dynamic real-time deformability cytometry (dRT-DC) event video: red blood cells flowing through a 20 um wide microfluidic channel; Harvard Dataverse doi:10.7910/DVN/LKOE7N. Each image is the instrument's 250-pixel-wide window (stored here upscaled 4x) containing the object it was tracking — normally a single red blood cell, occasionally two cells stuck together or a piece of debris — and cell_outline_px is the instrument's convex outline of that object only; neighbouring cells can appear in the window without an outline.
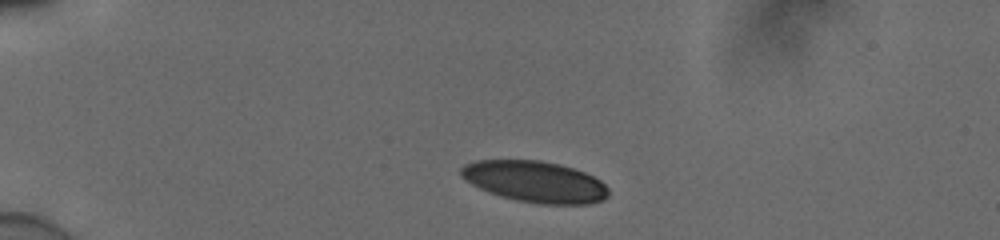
{"species": "human", "species_latin": "Homo sapiens", "temperature_condition": "cold", "stored_images_in_passage": 42, "camera_frame_rate_fps": 3000, "um_per_image_px": 0.085, "donor": {"sex": "male"}, "frame": {"image": 1, "passage_image": 1, "time_ms": 0.0, "image_size_px": [1000, 240], "cell_outline_px": [[608, 196], [604, 200], [588, 204], [540, 204], [516, 200], [500, 196], [488, 192], [464, 180], [460, 176], [460, 168], [464, 164], [476, 160], [540, 160], [560, 164], [584, 172], [600, 180], [608, 188]], "centroid_in_image_um": [45.45, 15.44], "position_along_channel_um": 39.5, "area_um2": 35.6}}
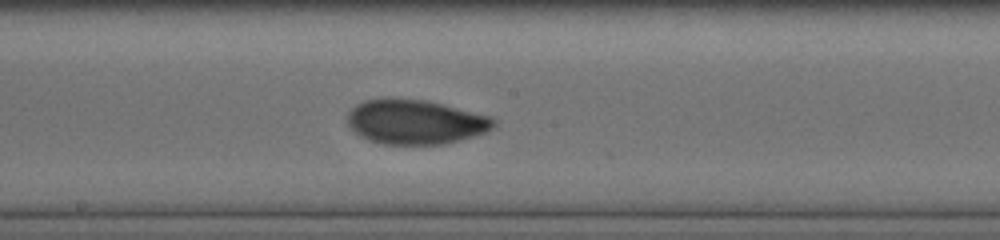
{"frame": {"image": 2, "passage_image": 19, "time_ms": 6.0, "image_size_px": [1000, 240], "cell_outline_px": [[496, 124], [492, 128], [484, 132], [472, 136], [444, 144], [384, 144], [368, 140], [360, 136], [348, 124], [348, 112], [356, 104], [364, 100], [384, 96], [424, 100], [488, 116], [496, 120]], "centroid_in_image_um": [35.23, 10.34], "position_along_channel_um": 213.0, "area_um2": 37.8}}
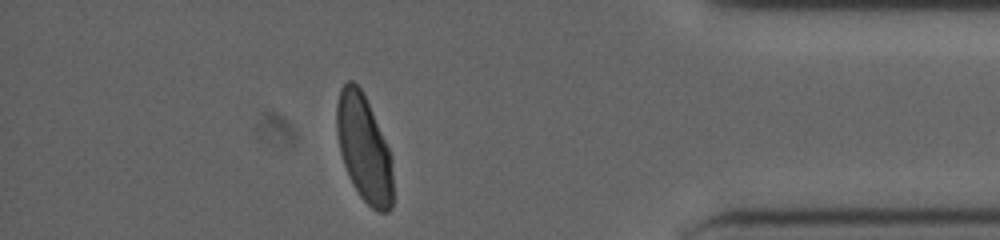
{"frame": {"image": 3, "passage_image": 36, "time_ms": 11.667, "image_size_px": [1000, 240], "cell_outline_px": [[392, 208], [388, 212], [380, 212], [372, 208], [360, 196], [352, 184], [348, 176], [340, 152], [336, 132], [336, 104], [340, 88], [348, 80], [352, 80], [360, 88], [368, 104], [388, 148], [392, 160]], "centroid_in_image_um": [30.91, 12.63], "position_along_channel_um": 404.3, "area_um2": 34.74}, "authors_computed_cell_mechanics": {"area_um2": 36.8475, "velocity_mm_per_s": 3.8711, "shape_relaxation_time_tau1_ms": 5.9167, "shape_relaxation_time_tau2_ms": 1.1749, "deformation_change_tau1": 0.1697, "deformation_change_tau2": 0.0447}}